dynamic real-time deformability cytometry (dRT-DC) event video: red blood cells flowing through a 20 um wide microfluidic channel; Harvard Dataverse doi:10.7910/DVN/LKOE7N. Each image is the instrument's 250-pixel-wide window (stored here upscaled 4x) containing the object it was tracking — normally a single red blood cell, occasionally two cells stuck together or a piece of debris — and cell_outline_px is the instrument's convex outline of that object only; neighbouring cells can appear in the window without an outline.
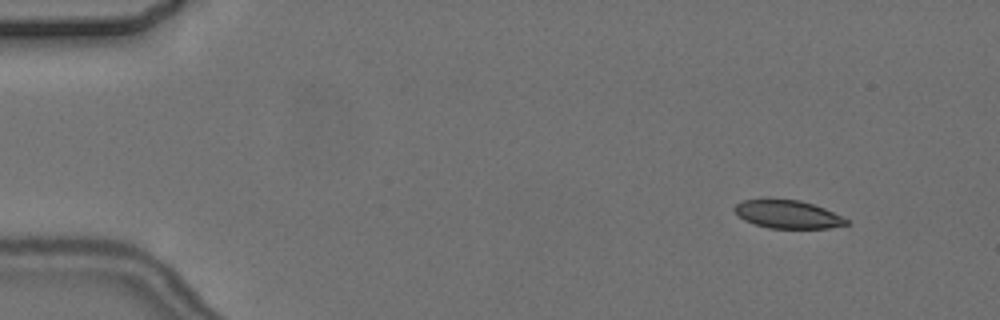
{"species": "common noctule bat (a hibernating species)", "species_latin": "Nyctalus noctula", "temperature_condition": "cold", "stored_images_in_passage": 8, "camera_frame_rate_fps": 3000, "um_per_image_px": 0.085, "animal": {"sex": "female", "body_mass_g": 24.6, "forearm_length_mm": 56.2}, "frame": {"image": 1, "passage_image": 2, "time_ms": 1.0, "image_size_px": [1000, 320], "cell_outline_px": [[852, 224], [828, 228], [768, 228], [744, 220], [732, 208], [736, 204], [744, 200], [764, 196], [768, 196], [800, 200], [824, 208], [848, 220]], "centroid_in_image_um": [66.91, 18.17], "position_along_channel_um": 18.1, "area_um2": 18.84}}
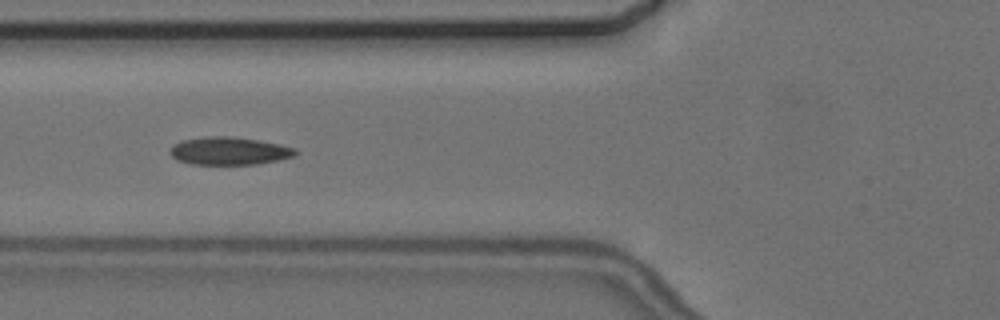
{"frame": {"image": 2, "passage_image": 6, "time_ms": 6.333, "image_size_px": [1000, 320], "cell_outline_px": [[296, 152], [292, 156], [276, 160], [256, 164], [192, 164], [176, 160], [168, 152], [172, 144], [180, 140], [204, 136], [232, 136], [260, 140], [280, 144], [296, 148]], "centroid_in_image_um": [19.4, 12.81], "position_along_channel_um": 106.4, "area_um2": 20.46}}
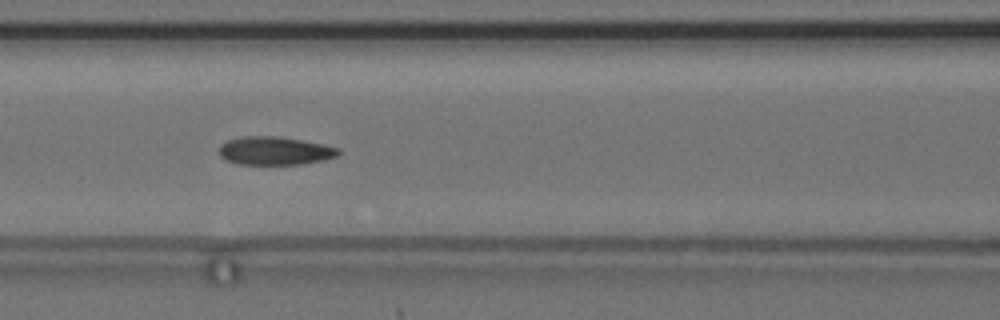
{"frame": {"image": 3, "passage_image": 7, "time_ms": 7.333, "image_size_px": [1000, 320], "cell_outline_px": [[340, 152], [336, 156], [324, 160], [304, 164], [236, 164], [224, 160], [220, 156], [220, 144], [228, 140], [240, 136], [276, 136], [324, 144], [340, 148]], "centroid_in_image_um": [23.34, 12.82], "position_along_channel_um": 143.3, "area_um2": 19.77}}